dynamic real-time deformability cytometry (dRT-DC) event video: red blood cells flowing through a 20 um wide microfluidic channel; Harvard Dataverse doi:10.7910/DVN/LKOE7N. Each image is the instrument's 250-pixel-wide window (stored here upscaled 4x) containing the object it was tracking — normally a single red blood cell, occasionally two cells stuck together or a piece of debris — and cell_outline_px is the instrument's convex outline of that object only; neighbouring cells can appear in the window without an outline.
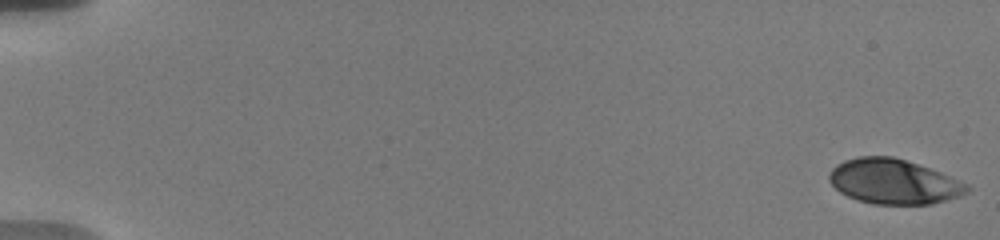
{"species": "human", "species_latin": "Homo sapiens", "temperature_condition": "warm", "stored_images_in_passage": 56, "camera_frame_rate_fps": 3000, "um_per_image_px": 0.085, "donor": {"sex": "male"}, "frame": {"image": 1, "passage_image": 1, "time_ms": 0.0, "image_size_px": [1000, 240], "cell_outline_px": [[972, 188], [968, 192], [960, 196], [932, 204], [872, 204], [856, 200], [840, 192], [828, 180], [828, 172], [836, 164], [844, 160], [860, 156], [892, 156], [940, 172], [968, 184]], "centroid_in_image_um": [75.94, 15.44], "position_along_channel_um": 9.1, "area_um2": 36.07}}
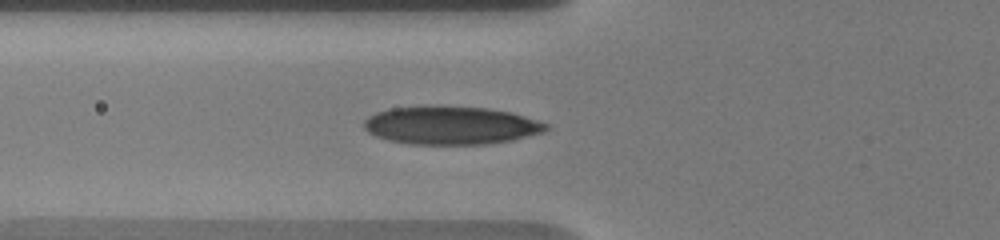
{"frame": {"image": 2, "passage_image": 22, "time_ms": 7.0, "image_size_px": [1000, 240], "cell_outline_px": [[548, 128], [544, 132], [512, 140], [484, 144], [408, 144], [388, 140], [376, 136], [368, 132], [364, 128], [364, 120], [368, 116], [376, 112], [392, 108], [424, 104], [436, 104], [488, 108], [508, 112], [524, 116], [548, 124]], "centroid_in_image_um": [38.27, 10.63], "position_along_channel_um": 87.5, "area_um2": 41.04}}
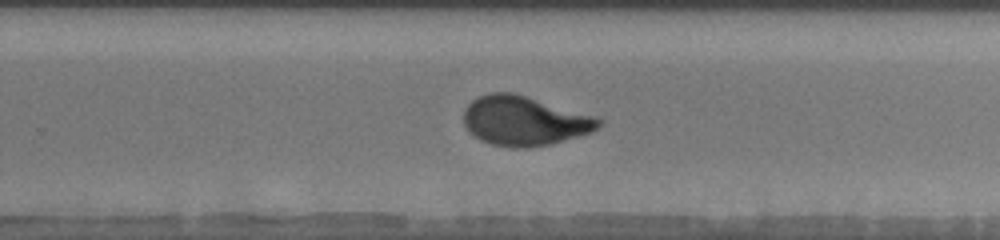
{"frame": {"image": 3, "passage_image": 38, "time_ms": 12.333, "image_size_px": [1000, 240], "cell_outline_px": [[604, 120], [600, 128], [592, 132], [552, 144], [528, 148], [512, 148], [492, 144], [480, 140], [468, 132], [464, 124], [464, 108], [472, 100], [480, 96], [492, 92], [512, 92], [592, 116]], "centroid_in_image_um": [44.55, 10.29], "position_along_channel_um": 285.3, "area_um2": 38.84}, "authors_computed_cell_mechanics": {"area_um2": 37.3677, "velocity_mm_per_s": 3.7058, "shape_relaxation_time_tau1_ms": 5.9621, "shape_relaxation_time_tau2_ms": null, "deformation_change_tau1": 0.2257, "deformation_change_tau2": null}}